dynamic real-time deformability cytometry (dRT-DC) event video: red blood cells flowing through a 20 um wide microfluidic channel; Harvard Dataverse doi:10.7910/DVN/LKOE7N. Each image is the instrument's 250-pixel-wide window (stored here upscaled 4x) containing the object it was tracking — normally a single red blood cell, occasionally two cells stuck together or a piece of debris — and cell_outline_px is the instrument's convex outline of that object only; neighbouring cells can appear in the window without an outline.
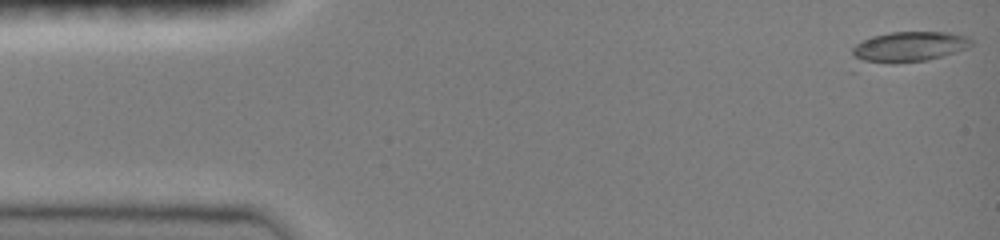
{"species": "common noctule bat (a hibernating species)", "species_latin": "Nyctalus noctula", "temperature_condition": "room temperature", "stored_images_in_passage": 45, "camera_frame_rate_fps": 3000, "um_per_image_px": 0.085, "animal": {"sex": "female", "body_mass_g": 19.0, "forearm_length_mm": 51.5}, "frame": {"image": 1, "passage_image": 1, "time_ms": 0.0, "image_size_px": [1000, 240], "cell_outline_px": [[972, 44], [968, 48], [928, 60], [892, 64], [856, 64], [852, 56], [852, 48], [856, 44], [872, 36], [892, 32], [948, 32], [968, 36], [972, 40]], "centroid_in_image_um": [77.18, 4.01], "position_along_channel_um": 7.8, "area_um2": 21.62}}
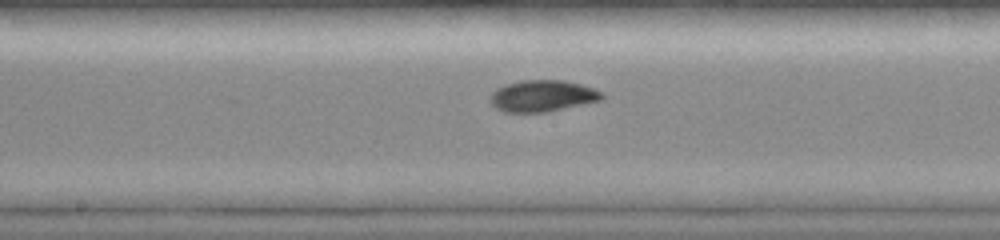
{"frame": {"image": 2, "passage_image": 24, "time_ms": 7.667, "image_size_px": [1000, 240], "cell_outline_px": [[604, 96], [600, 100], [548, 112], [504, 112], [496, 108], [488, 100], [488, 96], [496, 88], [520, 80], [564, 80], [580, 84], [604, 92]], "centroid_in_image_um": [46.08, 8.15], "position_along_channel_um": 202.1, "area_um2": 20.58}}
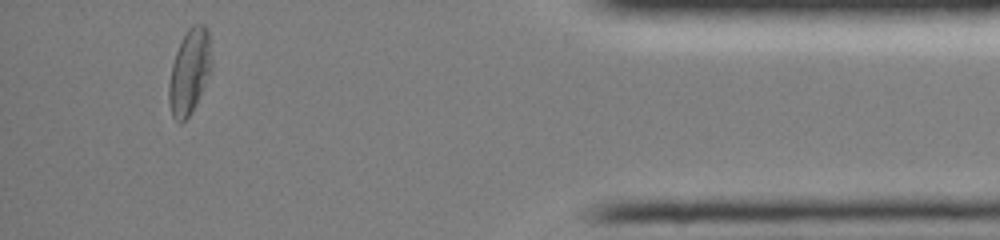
{"frame": {"image": 3, "passage_image": 43, "time_ms": 14.0, "image_size_px": [1000, 240], "cell_outline_px": [[212, 68], [192, 112], [180, 124], [172, 116], [168, 104], [168, 84], [172, 64], [176, 52], [188, 28], [192, 24], [204, 24], [208, 28], [212, 56]], "centroid_in_image_um": [16.11, 6.08], "position_along_channel_um": 419.1, "area_um2": 21.27}, "authors_computed_cell_mechanics": {"area_um2": 20.2878, "velocity_mm_per_s": 4.0695, "shape_relaxation_time_tau1_ms": 4.4233, "shape_relaxation_time_tau2_ms": 2.5625, "deformation_change_tau1": 0.175, "deformation_change_tau2": 0.0493}}